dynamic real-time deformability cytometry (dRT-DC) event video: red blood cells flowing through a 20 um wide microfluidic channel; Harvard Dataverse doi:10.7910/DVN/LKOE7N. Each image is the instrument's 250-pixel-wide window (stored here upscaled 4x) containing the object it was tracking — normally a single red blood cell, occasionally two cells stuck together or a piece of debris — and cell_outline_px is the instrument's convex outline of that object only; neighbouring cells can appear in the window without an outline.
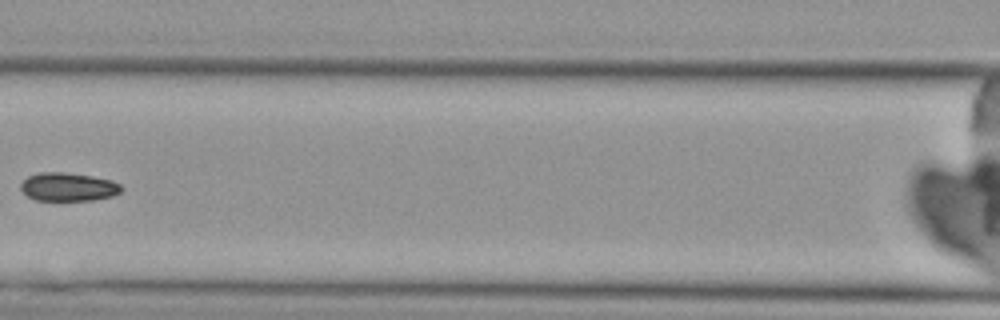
{"species": "Egyptian fruit bat (a non-hibernating species)", "species_latin": "Rousettus aegyptiacus", "temperature_condition": "cold", "stored_images_in_passage": 8, "camera_frame_rate_fps": 3000, "um_per_image_px": 0.085, "animal": {"sex": "female"}, "frame": {"image": 1, "passage_image": 7, "time_ms": 8.0, "image_size_px": [1000, 320], "cell_outline_px": [[124, 188], [120, 192], [112, 196], [92, 200], [36, 200], [28, 196], [20, 188], [20, 184], [28, 176], [36, 172], [64, 172], [92, 176], [112, 180], [120, 184]], "centroid_in_image_um": [5.8, 15.87], "position_along_channel_um": 160.8, "area_um2": 16.7}}
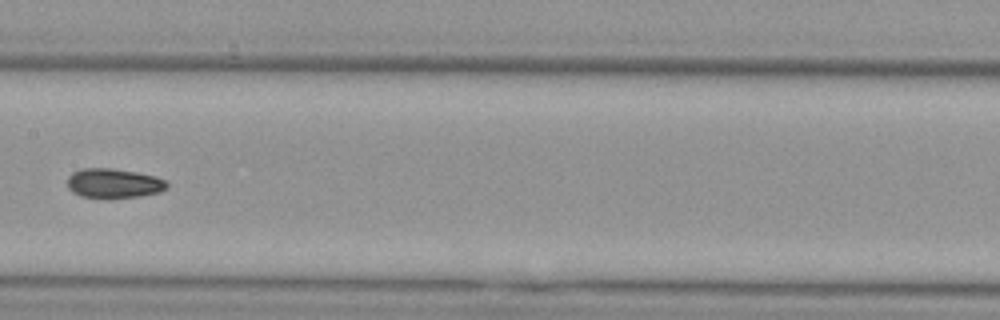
{"frame": {"image": 2, "passage_image": 8, "time_ms": 9.0, "image_size_px": [1000, 320], "cell_outline_px": [[168, 188], [160, 192], [140, 196], [108, 200], [80, 196], [72, 192], [68, 188], [68, 176], [72, 172], [80, 168], [112, 168], [136, 172], [156, 176], [164, 180], [168, 184]], "centroid_in_image_um": [9.65, 15.6], "position_along_channel_um": 197.8, "area_um2": 17.69}}